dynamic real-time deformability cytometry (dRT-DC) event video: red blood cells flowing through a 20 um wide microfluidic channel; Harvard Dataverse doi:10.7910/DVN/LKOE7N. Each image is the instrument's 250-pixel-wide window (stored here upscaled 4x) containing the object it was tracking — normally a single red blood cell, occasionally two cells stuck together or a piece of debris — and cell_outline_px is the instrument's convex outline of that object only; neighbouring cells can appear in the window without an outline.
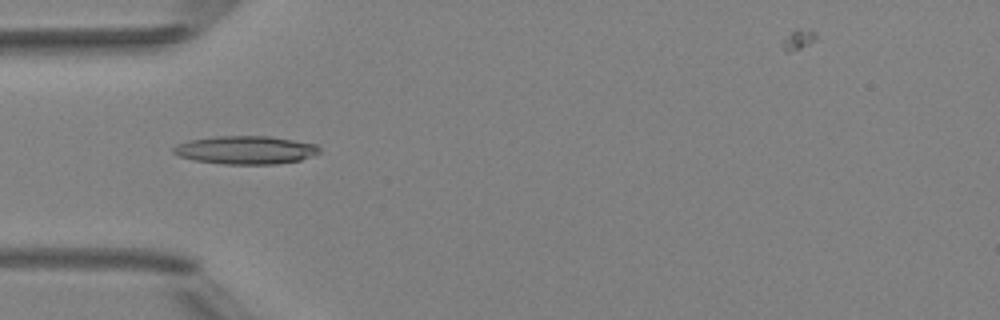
{"species": "Egyptian fruit bat (a non-hibernating species)", "species_latin": "Rousettus aegyptiacus", "temperature_condition": "room temperature", "stored_images_in_passage": 6, "camera_frame_rate_fps": 3000, "um_per_image_px": 0.085, "animal": {"sex": "female"}, "frame": {"image": 1, "passage_image": 5, "time_ms": 4.667, "image_size_px": [1000, 320], "cell_outline_px": [[320, 152], [312, 156], [300, 160], [276, 164], [224, 164], [192, 160], [180, 156], [172, 152], [172, 148], [176, 144], [188, 140], [216, 136], [268, 136], [316, 144], [320, 148]], "centroid_in_image_um": [20.85, 12.75], "position_along_channel_um": 64.2, "area_um2": 24.04}}
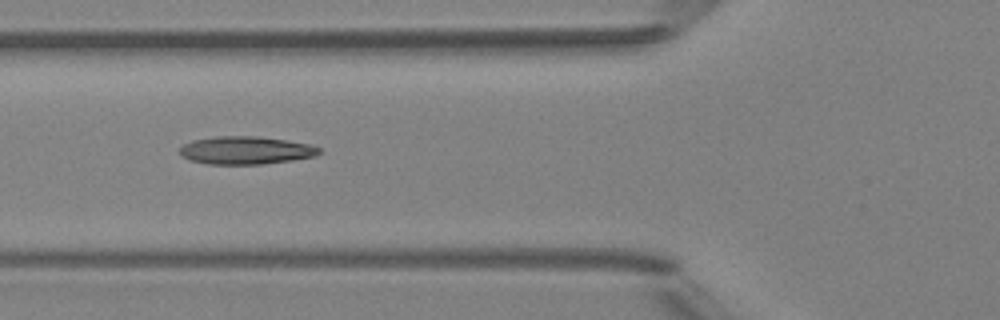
{"frame": {"image": 2, "passage_image": 6, "time_ms": 5.667, "image_size_px": [1000, 320], "cell_outline_px": [[320, 152], [316, 156], [292, 160], [260, 164], [208, 164], [188, 160], [180, 156], [180, 148], [184, 144], [192, 140], [216, 136], [256, 136], [312, 144], [320, 148]], "centroid_in_image_um": [20.87, 12.78], "position_along_channel_um": 104.9, "area_um2": 22.72}}